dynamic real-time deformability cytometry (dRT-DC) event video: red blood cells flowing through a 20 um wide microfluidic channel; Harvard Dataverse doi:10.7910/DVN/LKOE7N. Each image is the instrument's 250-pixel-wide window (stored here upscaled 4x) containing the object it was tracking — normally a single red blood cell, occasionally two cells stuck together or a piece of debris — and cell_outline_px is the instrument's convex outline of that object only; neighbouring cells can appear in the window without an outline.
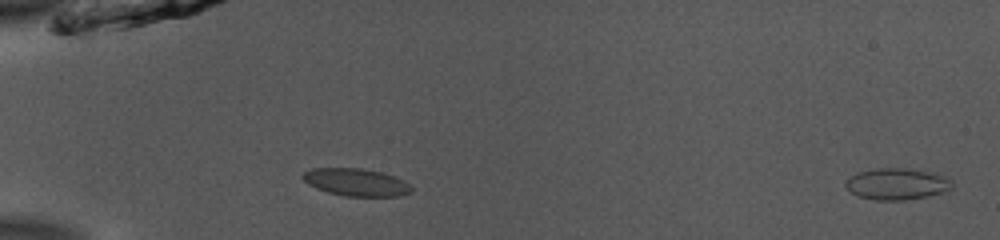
{"species": "common noctule bat (a hibernating species)", "species_latin": "Nyctalus noctula", "temperature_condition": "room temperature", "stored_images_in_passage": 10, "segment_of_instrument_passage": [2, 2], "camera_frame_rate_fps": 3000, "um_per_image_px": 0.085, "animal": {"sex": "male", "body_mass_g": 13.0, "forearm_length_mm": 53.1}, "frame": {"image": 1, "passage_image": 10, "time_ms": 3.0, "image_size_px": [1000, 240], "cell_outline_px": [[952, 188], [944, 192], [928, 196], [904, 200], [876, 200], [860, 196], [852, 192], [844, 184], [852, 176], [860, 172], [880, 168], [904, 168], [936, 172], [948, 176], [952, 180]], "centroid_in_image_um": [76.34, 15.63], "position_along_channel_um": 8.7, "area_um2": 19.48}}